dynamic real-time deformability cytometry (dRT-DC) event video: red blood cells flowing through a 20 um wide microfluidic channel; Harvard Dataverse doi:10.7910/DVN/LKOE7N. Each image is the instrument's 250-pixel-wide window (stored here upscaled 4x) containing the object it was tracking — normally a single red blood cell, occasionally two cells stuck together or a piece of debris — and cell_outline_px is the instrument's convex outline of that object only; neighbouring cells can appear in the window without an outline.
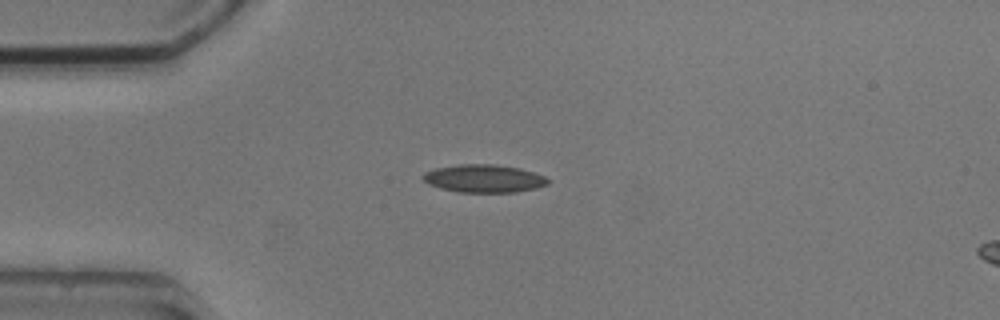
{"species": "common noctule bat (a hibernating species)", "species_latin": "Nyctalus noctula", "temperature_condition": "cold", "stored_images_in_passage": 6, "camera_frame_rate_fps": 3000, "um_per_image_px": 0.085, "animal": {"sex": "male", "body_mass_g": 20.5, "forearm_length_mm": 52.5}, "frame": {"image": 1, "passage_image": 1, "time_ms": 0.0, "image_size_px": [1000, 320], "cell_outline_px": [[548, 184], [536, 188], [516, 192], [456, 192], [440, 188], [428, 184], [420, 176], [424, 172], [436, 168], [460, 164], [492, 164], [520, 168], [544, 176], [548, 180]], "centroid_in_image_um": [41.09, 15.17], "position_along_channel_um": 43.9, "area_um2": 20.29}}
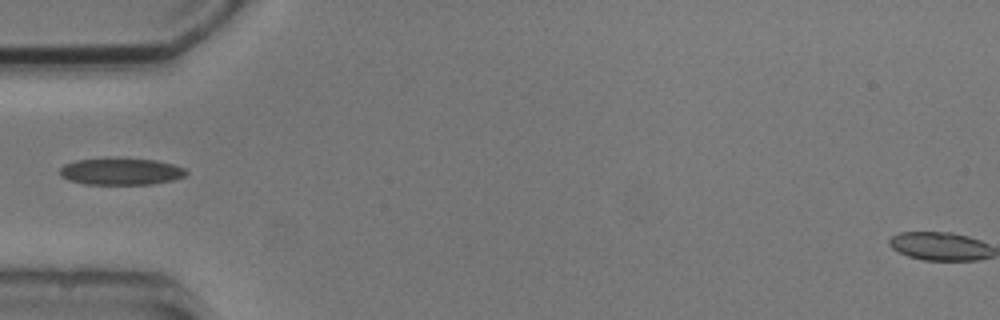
{"frame": {"image": 2, "passage_image": 2, "time_ms": 1.333, "image_size_px": [1000, 320], "cell_outline_px": [[188, 172], [184, 176], [172, 180], [152, 184], [84, 184], [68, 180], [60, 176], [60, 168], [64, 164], [76, 160], [108, 156], [124, 156], [156, 160], [172, 164], [184, 168]], "centroid_in_image_um": [10.24, 14.53], "position_along_channel_um": 74.8, "area_um2": 20.52}}